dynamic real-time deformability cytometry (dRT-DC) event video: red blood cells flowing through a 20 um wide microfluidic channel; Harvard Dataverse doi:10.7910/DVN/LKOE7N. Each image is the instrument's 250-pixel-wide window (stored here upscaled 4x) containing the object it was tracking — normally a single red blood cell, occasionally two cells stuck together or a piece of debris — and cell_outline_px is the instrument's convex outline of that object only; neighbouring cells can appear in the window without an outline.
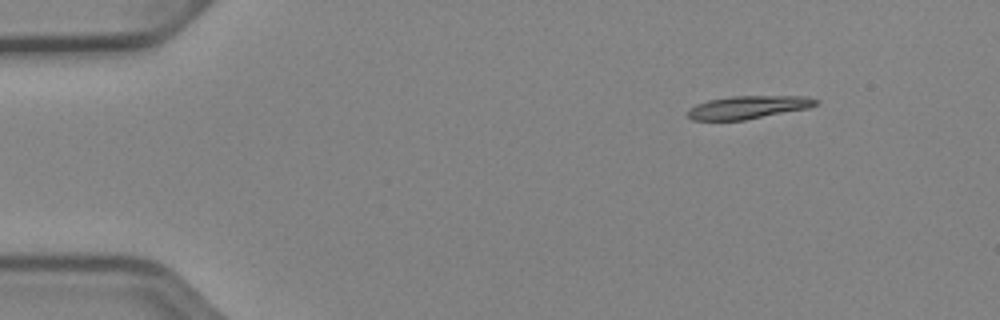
{"species": "Egyptian fruit bat (a non-hibernating species)", "species_latin": "Rousettus aegyptiacus", "temperature_condition": "cold", "stored_images_in_passage": 46, "camera_frame_rate_fps": 3000, "um_per_image_px": 0.085, "animal": {"sex": "female"}, "frame": {"image": 1, "passage_image": 1, "time_ms": 0.0, "image_size_px": [1000, 320], "cell_outline_px": [[820, 104], [808, 108], [744, 120], [692, 120], [688, 116], [688, 112], [696, 104], [708, 100], [732, 96], [804, 96], [820, 100]], "centroid_in_image_um": [63.64, 9.11], "position_along_channel_um": 21.4, "area_um2": 17.05}}
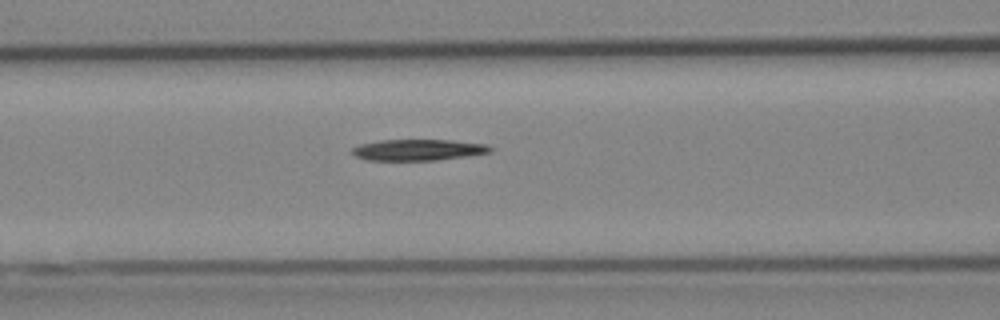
{"frame": {"image": 2, "passage_image": 16, "time_ms": 5.0, "image_size_px": [1000, 320], "cell_outline_px": [[492, 152], [468, 156], [436, 160], [368, 160], [356, 156], [352, 152], [352, 148], [360, 144], [380, 140], [452, 140], [488, 144], [492, 148]], "centroid_in_image_um": [35.59, 12.73], "position_along_channel_um": 131.0, "area_um2": 17.05}}
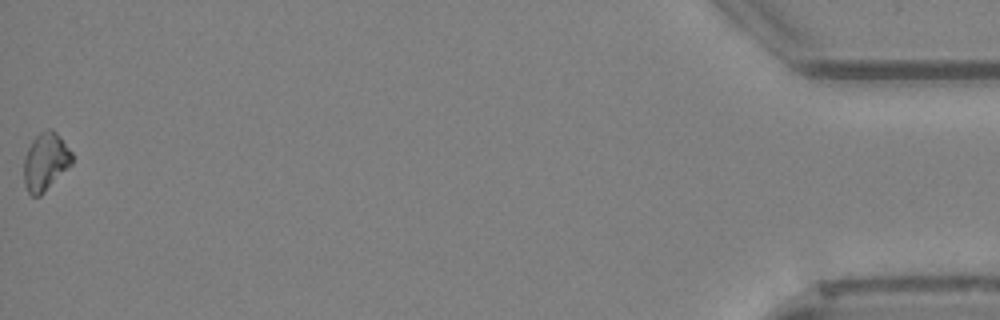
{"frame": {"image": 3, "passage_image": 46, "time_ms": 15.0, "image_size_px": [1000, 320], "cell_outline_px": [[72, 164], [40, 196], [32, 196], [28, 192], [24, 184], [24, 156], [32, 140], [40, 132], [48, 128], [52, 128], [60, 136], [72, 152]], "centroid_in_image_um": [3.86, 13.73], "position_along_channel_um": 431.3, "area_um2": 16.24}, "authors_computed_cell_mechanics": {"area_um2": 17.051, "velocity_mm_per_s": 3.9513, "shape_relaxation_time_tau1_ms": 2.5589, "shape_relaxation_time_tau2_ms": null, "deformation_change_tau1": 0.0861, "deformation_change_tau2": null}}